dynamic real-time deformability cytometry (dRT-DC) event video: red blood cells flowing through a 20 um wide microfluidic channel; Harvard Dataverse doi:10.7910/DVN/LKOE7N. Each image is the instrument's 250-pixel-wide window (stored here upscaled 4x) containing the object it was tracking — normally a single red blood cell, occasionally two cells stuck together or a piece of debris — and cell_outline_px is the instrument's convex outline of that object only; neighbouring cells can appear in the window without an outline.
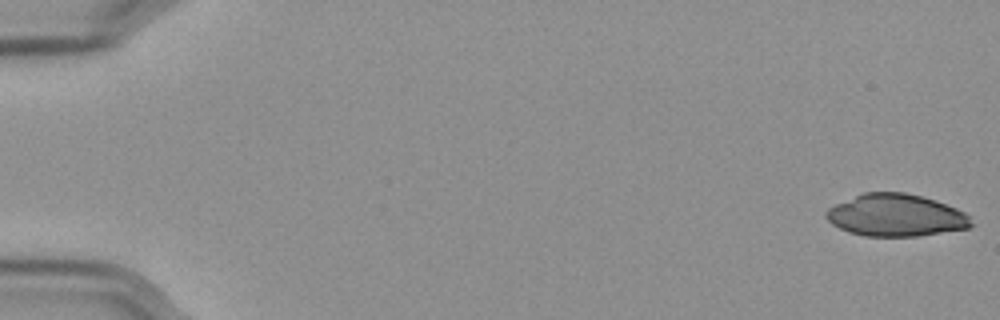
{"species": "Egyptian fruit bat (a non-hibernating species)", "species_latin": "Rousettus aegyptiacus", "temperature_condition": "cold", "stored_images_in_passage": 56, "camera_frame_rate_fps": 3000, "um_per_image_px": 0.085, "frame": {"image": 1, "passage_image": 1, "time_ms": 0.0, "image_size_px": [1000, 320], "cell_outline_px": [[972, 224], [968, 228], [920, 236], [864, 236], [848, 232], [832, 224], [824, 216], [824, 212], [828, 208], [836, 204], [864, 192], [904, 192], [936, 200], [956, 208], [964, 212], [968, 216]], "centroid_in_image_um": [76.12, 18.3], "position_along_channel_um": 8.9, "area_um2": 35.6}}